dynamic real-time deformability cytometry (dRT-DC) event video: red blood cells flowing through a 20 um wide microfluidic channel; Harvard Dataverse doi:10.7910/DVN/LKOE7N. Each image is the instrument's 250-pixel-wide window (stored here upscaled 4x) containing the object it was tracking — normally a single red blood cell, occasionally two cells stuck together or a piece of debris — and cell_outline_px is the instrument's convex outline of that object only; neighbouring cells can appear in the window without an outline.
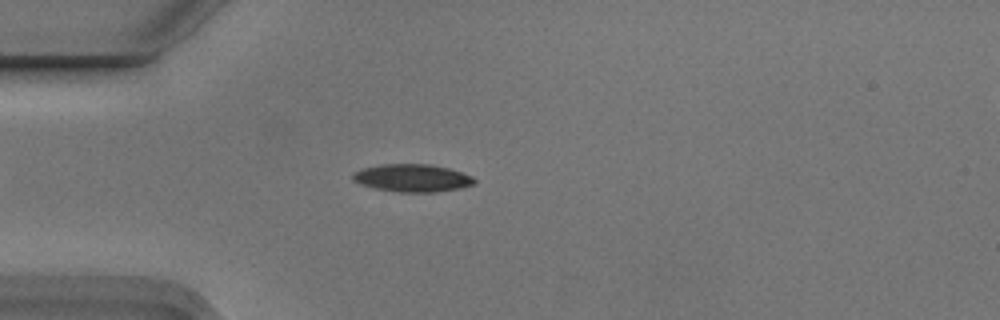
{"species": "Egyptian fruit bat (a non-hibernating species)", "species_latin": "Rousettus aegyptiacus", "temperature_condition": "cold", "stored_images_in_passage": 4, "camera_frame_rate_fps": 3000, "um_per_image_px": 0.085, "animal": {"sex": "male"}, "frame": {"image": 1, "passage_image": 3, "time_ms": 0.667, "image_size_px": [1000, 320], "cell_outline_px": [[476, 184], [460, 188], [436, 192], [400, 192], [376, 188], [360, 184], [352, 180], [352, 172], [360, 168], [380, 164], [432, 164], [448, 168], [472, 176], [476, 180]], "centroid_in_image_um": [35.03, 15.12], "position_along_channel_um": 50.0, "area_um2": 19.77}}